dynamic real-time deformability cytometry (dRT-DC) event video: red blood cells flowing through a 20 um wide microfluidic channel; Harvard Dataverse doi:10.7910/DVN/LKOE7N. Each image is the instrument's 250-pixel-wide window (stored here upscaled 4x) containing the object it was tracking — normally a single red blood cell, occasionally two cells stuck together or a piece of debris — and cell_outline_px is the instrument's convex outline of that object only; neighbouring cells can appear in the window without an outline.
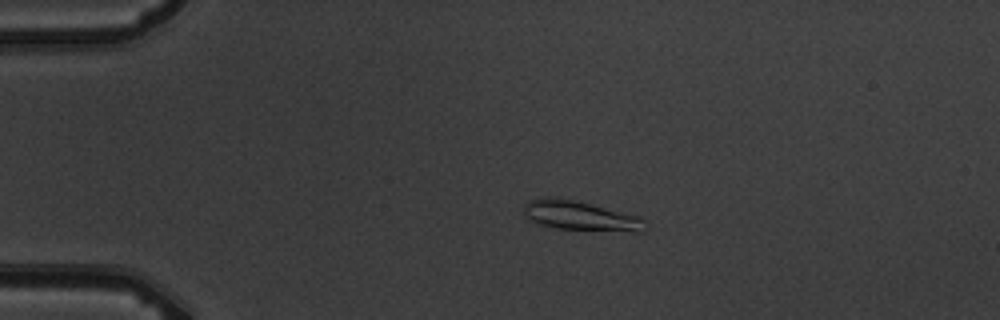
{"species": "common noctule bat (a hibernating species)", "species_latin": "Nyctalus noctula", "temperature_condition": "warm", "stored_images_in_passage": 5, "camera_frame_rate_fps": 3000, "um_per_image_px": 0.085, "animal": {"sex": "male", "body_mass_g": 19.5, "forearm_length_mm": 54.6}, "frame": {"image": 1, "passage_image": 3, "time_ms": 3.0, "image_size_px": [1000, 320], "cell_outline_px": [[644, 220], [640, 232], [632, 232], [556, 228], [536, 224], [524, 216], [524, 204], [528, 200], [544, 196], [556, 196], [640, 216]], "centroid_in_image_um": [49.23, 18.33], "position_along_channel_um": 35.8, "area_um2": 20.92}}